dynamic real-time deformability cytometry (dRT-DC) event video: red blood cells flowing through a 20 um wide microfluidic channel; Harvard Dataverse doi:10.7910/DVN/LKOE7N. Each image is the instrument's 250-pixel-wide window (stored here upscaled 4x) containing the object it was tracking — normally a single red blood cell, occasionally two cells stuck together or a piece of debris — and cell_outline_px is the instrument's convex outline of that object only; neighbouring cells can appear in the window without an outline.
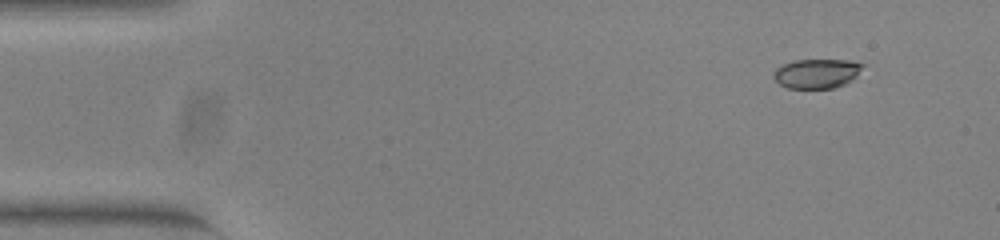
{"species": "common noctule bat (a hibernating species)", "species_latin": "Nyctalus noctula", "temperature_condition": "warm", "stored_images_in_passage": 49, "camera_frame_rate_fps": 3000, "um_per_image_px": 0.085, "animal": {"sex": "female", "body_mass_g": 23.0, "forearm_length_mm": 53.4}, "frame": {"image": 1, "passage_image": 1, "time_ms": 0.0, "image_size_px": [1000, 240], "cell_outline_px": [[864, 64], [856, 76], [852, 80], [844, 84], [832, 88], [788, 88], [780, 84], [772, 76], [772, 72], [776, 68], [792, 60], [848, 60]], "centroid_in_image_um": [69.39, 6.24], "position_along_channel_um": 15.6, "area_um2": 15.2}}
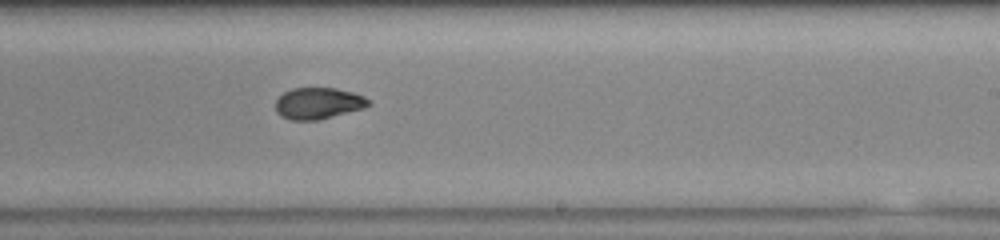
{"frame": {"image": 2, "passage_image": 28, "time_ms": 9.0, "image_size_px": [1000, 240], "cell_outline_px": [[372, 104], [364, 108], [316, 120], [292, 120], [280, 116], [276, 112], [276, 100], [284, 92], [292, 88], [336, 88], [352, 92], [364, 96], [372, 100]], "centroid_in_image_um": [27.07, 8.77], "position_along_channel_um": 261.9, "area_um2": 17.05}}
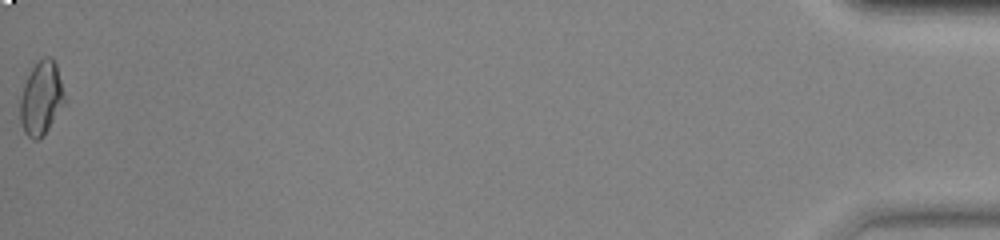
{"frame": {"image": 3, "passage_image": 49, "time_ms": 16.0, "image_size_px": [1000, 240], "cell_outline_px": [[64, 104], [48, 128], [36, 140], [32, 140], [24, 132], [20, 120], [20, 100], [24, 84], [32, 68], [44, 56], [52, 56], [56, 64], [64, 96]], "centroid_in_image_um": [3.48, 8.34], "position_along_channel_um": 431.7, "area_um2": 18.55}, "authors_computed_cell_mechanics": {"area_um2": 17.5134, "velocity_mm_per_s": 3.9162, "shape_relaxation_time_tau1_ms": null, "shape_relaxation_time_tau2_ms": 1.1874, "deformation_change_tau1": null, "deformation_change_tau2": 0.0524}}